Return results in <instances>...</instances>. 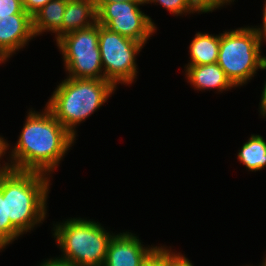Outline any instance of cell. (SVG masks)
<instances>
[{
  "label": "cell",
  "instance_id": "6da1fadb",
  "mask_svg": "<svg viewBox=\"0 0 266 266\" xmlns=\"http://www.w3.org/2000/svg\"><path fill=\"white\" fill-rule=\"evenodd\" d=\"M43 110L28 111L16 145L9 148L12 152L8 158L15 170L51 176L76 138L46 107Z\"/></svg>",
  "mask_w": 266,
  "mask_h": 266
},
{
  "label": "cell",
  "instance_id": "7a4b0ae2",
  "mask_svg": "<svg viewBox=\"0 0 266 266\" xmlns=\"http://www.w3.org/2000/svg\"><path fill=\"white\" fill-rule=\"evenodd\" d=\"M50 177L15 169L0 174V191L6 197L7 218L22 234L31 232L46 218Z\"/></svg>",
  "mask_w": 266,
  "mask_h": 266
},
{
  "label": "cell",
  "instance_id": "3957f363",
  "mask_svg": "<svg viewBox=\"0 0 266 266\" xmlns=\"http://www.w3.org/2000/svg\"><path fill=\"white\" fill-rule=\"evenodd\" d=\"M117 89L104 79L67 77L55 88L45 107L76 137V127L107 102Z\"/></svg>",
  "mask_w": 266,
  "mask_h": 266
},
{
  "label": "cell",
  "instance_id": "277c9868",
  "mask_svg": "<svg viewBox=\"0 0 266 266\" xmlns=\"http://www.w3.org/2000/svg\"><path fill=\"white\" fill-rule=\"evenodd\" d=\"M57 222L53 236L62 254L58 257L75 266H103L113 233L100 223L84 218Z\"/></svg>",
  "mask_w": 266,
  "mask_h": 266
},
{
  "label": "cell",
  "instance_id": "5b68a950",
  "mask_svg": "<svg viewBox=\"0 0 266 266\" xmlns=\"http://www.w3.org/2000/svg\"><path fill=\"white\" fill-rule=\"evenodd\" d=\"M256 27H240L220 33L217 64L235 87L252 80L258 69L266 70V56Z\"/></svg>",
  "mask_w": 266,
  "mask_h": 266
},
{
  "label": "cell",
  "instance_id": "8992f818",
  "mask_svg": "<svg viewBox=\"0 0 266 266\" xmlns=\"http://www.w3.org/2000/svg\"><path fill=\"white\" fill-rule=\"evenodd\" d=\"M98 41V23L90 28L67 33L56 41L63 56L67 77L104 79Z\"/></svg>",
  "mask_w": 266,
  "mask_h": 266
},
{
  "label": "cell",
  "instance_id": "52a82bcc",
  "mask_svg": "<svg viewBox=\"0 0 266 266\" xmlns=\"http://www.w3.org/2000/svg\"><path fill=\"white\" fill-rule=\"evenodd\" d=\"M143 44L99 24L98 47L101 55L104 80L117 84L131 85L137 78L136 55Z\"/></svg>",
  "mask_w": 266,
  "mask_h": 266
},
{
  "label": "cell",
  "instance_id": "ba28073f",
  "mask_svg": "<svg viewBox=\"0 0 266 266\" xmlns=\"http://www.w3.org/2000/svg\"><path fill=\"white\" fill-rule=\"evenodd\" d=\"M144 4V1L95 3L97 23L145 46L147 40L157 32V27L151 17L140 10Z\"/></svg>",
  "mask_w": 266,
  "mask_h": 266
},
{
  "label": "cell",
  "instance_id": "9c48e42d",
  "mask_svg": "<svg viewBox=\"0 0 266 266\" xmlns=\"http://www.w3.org/2000/svg\"><path fill=\"white\" fill-rule=\"evenodd\" d=\"M136 234L120 232L111 238L103 266H142L159 246H144Z\"/></svg>",
  "mask_w": 266,
  "mask_h": 266
},
{
  "label": "cell",
  "instance_id": "30bf717a",
  "mask_svg": "<svg viewBox=\"0 0 266 266\" xmlns=\"http://www.w3.org/2000/svg\"><path fill=\"white\" fill-rule=\"evenodd\" d=\"M35 38L29 14H13L0 19V52L8 60Z\"/></svg>",
  "mask_w": 266,
  "mask_h": 266
},
{
  "label": "cell",
  "instance_id": "8fae6325",
  "mask_svg": "<svg viewBox=\"0 0 266 266\" xmlns=\"http://www.w3.org/2000/svg\"><path fill=\"white\" fill-rule=\"evenodd\" d=\"M184 68L187 80L195 90L217 89L222 93L235 87L217 62L207 65H185Z\"/></svg>",
  "mask_w": 266,
  "mask_h": 266
},
{
  "label": "cell",
  "instance_id": "7c38bea8",
  "mask_svg": "<svg viewBox=\"0 0 266 266\" xmlns=\"http://www.w3.org/2000/svg\"><path fill=\"white\" fill-rule=\"evenodd\" d=\"M97 23V8L94 0H67L62 36L75 30L90 28Z\"/></svg>",
  "mask_w": 266,
  "mask_h": 266
},
{
  "label": "cell",
  "instance_id": "4fadbf2b",
  "mask_svg": "<svg viewBox=\"0 0 266 266\" xmlns=\"http://www.w3.org/2000/svg\"><path fill=\"white\" fill-rule=\"evenodd\" d=\"M67 0H51L33 17L35 37L44 32L55 33V40L62 37V22Z\"/></svg>",
  "mask_w": 266,
  "mask_h": 266
},
{
  "label": "cell",
  "instance_id": "5bb4252c",
  "mask_svg": "<svg viewBox=\"0 0 266 266\" xmlns=\"http://www.w3.org/2000/svg\"><path fill=\"white\" fill-rule=\"evenodd\" d=\"M219 35L197 32L190 43V62L187 65H207L218 61Z\"/></svg>",
  "mask_w": 266,
  "mask_h": 266
},
{
  "label": "cell",
  "instance_id": "9a60e30c",
  "mask_svg": "<svg viewBox=\"0 0 266 266\" xmlns=\"http://www.w3.org/2000/svg\"><path fill=\"white\" fill-rule=\"evenodd\" d=\"M237 158L247 170H263L266 167V141L263 136L251 134L238 151Z\"/></svg>",
  "mask_w": 266,
  "mask_h": 266
},
{
  "label": "cell",
  "instance_id": "2e32d148",
  "mask_svg": "<svg viewBox=\"0 0 266 266\" xmlns=\"http://www.w3.org/2000/svg\"><path fill=\"white\" fill-rule=\"evenodd\" d=\"M23 234L7 218L6 197L0 191V251Z\"/></svg>",
  "mask_w": 266,
  "mask_h": 266
},
{
  "label": "cell",
  "instance_id": "e0dca14e",
  "mask_svg": "<svg viewBox=\"0 0 266 266\" xmlns=\"http://www.w3.org/2000/svg\"><path fill=\"white\" fill-rule=\"evenodd\" d=\"M185 255L173 252L165 246H159L142 264V266H177Z\"/></svg>",
  "mask_w": 266,
  "mask_h": 266
},
{
  "label": "cell",
  "instance_id": "ac0fdd59",
  "mask_svg": "<svg viewBox=\"0 0 266 266\" xmlns=\"http://www.w3.org/2000/svg\"><path fill=\"white\" fill-rule=\"evenodd\" d=\"M145 4L162 5L167 11L175 16L198 13L199 11L194 5L193 0H144Z\"/></svg>",
  "mask_w": 266,
  "mask_h": 266
},
{
  "label": "cell",
  "instance_id": "d6986e66",
  "mask_svg": "<svg viewBox=\"0 0 266 266\" xmlns=\"http://www.w3.org/2000/svg\"><path fill=\"white\" fill-rule=\"evenodd\" d=\"M13 14H28L22 5V0H0V19Z\"/></svg>",
  "mask_w": 266,
  "mask_h": 266
},
{
  "label": "cell",
  "instance_id": "ffe728a7",
  "mask_svg": "<svg viewBox=\"0 0 266 266\" xmlns=\"http://www.w3.org/2000/svg\"><path fill=\"white\" fill-rule=\"evenodd\" d=\"M235 0H193L199 13L213 12L225 5H229Z\"/></svg>",
  "mask_w": 266,
  "mask_h": 266
},
{
  "label": "cell",
  "instance_id": "44dd1931",
  "mask_svg": "<svg viewBox=\"0 0 266 266\" xmlns=\"http://www.w3.org/2000/svg\"><path fill=\"white\" fill-rule=\"evenodd\" d=\"M51 0H22L24 10L33 17L42 7Z\"/></svg>",
  "mask_w": 266,
  "mask_h": 266
},
{
  "label": "cell",
  "instance_id": "7402d4cb",
  "mask_svg": "<svg viewBox=\"0 0 266 266\" xmlns=\"http://www.w3.org/2000/svg\"><path fill=\"white\" fill-rule=\"evenodd\" d=\"M9 147L10 146H9L8 142L6 141V139H4V137L0 136V159L1 160H2L3 156L7 153L6 151L9 149ZM1 160H0V162H1ZM9 160L10 159H8V162H5V160H4L3 165H1V163H0V174L7 173V172L14 169L12 164H11V161H9Z\"/></svg>",
  "mask_w": 266,
  "mask_h": 266
},
{
  "label": "cell",
  "instance_id": "603a6c76",
  "mask_svg": "<svg viewBox=\"0 0 266 266\" xmlns=\"http://www.w3.org/2000/svg\"><path fill=\"white\" fill-rule=\"evenodd\" d=\"M38 266H75L74 264H72L71 262L62 260L60 258H50L47 259L45 261H43L41 264H39Z\"/></svg>",
  "mask_w": 266,
  "mask_h": 266
},
{
  "label": "cell",
  "instance_id": "cb8c5ba5",
  "mask_svg": "<svg viewBox=\"0 0 266 266\" xmlns=\"http://www.w3.org/2000/svg\"><path fill=\"white\" fill-rule=\"evenodd\" d=\"M263 24L261 26V28L258 26H256V29L258 31L259 37H260V41L263 43L264 41H266V1H265V5L263 7Z\"/></svg>",
  "mask_w": 266,
  "mask_h": 266
},
{
  "label": "cell",
  "instance_id": "d4e9b609",
  "mask_svg": "<svg viewBox=\"0 0 266 266\" xmlns=\"http://www.w3.org/2000/svg\"><path fill=\"white\" fill-rule=\"evenodd\" d=\"M259 111H260V114L262 117H266V82H265V85H264V88H263V91H262V95H261V100H260V103H259Z\"/></svg>",
  "mask_w": 266,
  "mask_h": 266
},
{
  "label": "cell",
  "instance_id": "484cf974",
  "mask_svg": "<svg viewBox=\"0 0 266 266\" xmlns=\"http://www.w3.org/2000/svg\"><path fill=\"white\" fill-rule=\"evenodd\" d=\"M125 1H144V0H94L95 3L125 2Z\"/></svg>",
  "mask_w": 266,
  "mask_h": 266
},
{
  "label": "cell",
  "instance_id": "4316f807",
  "mask_svg": "<svg viewBox=\"0 0 266 266\" xmlns=\"http://www.w3.org/2000/svg\"><path fill=\"white\" fill-rule=\"evenodd\" d=\"M177 266H194L188 258H184Z\"/></svg>",
  "mask_w": 266,
  "mask_h": 266
},
{
  "label": "cell",
  "instance_id": "83f0119b",
  "mask_svg": "<svg viewBox=\"0 0 266 266\" xmlns=\"http://www.w3.org/2000/svg\"><path fill=\"white\" fill-rule=\"evenodd\" d=\"M6 61H8L5 56L0 52V64L5 63Z\"/></svg>",
  "mask_w": 266,
  "mask_h": 266
},
{
  "label": "cell",
  "instance_id": "f1b7e54d",
  "mask_svg": "<svg viewBox=\"0 0 266 266\" xmlns=\"http://www.w3.org/2000/svg\"><path fill=\"white\" fill-rule=\"evenodd\" d=\"M248 266H249V265H248ZM259 266H265V261H264V258H263L262 265H259Z\"/></svg>",
  "mask_w": 266,
  "mask_h": 266
}]
</instances>
